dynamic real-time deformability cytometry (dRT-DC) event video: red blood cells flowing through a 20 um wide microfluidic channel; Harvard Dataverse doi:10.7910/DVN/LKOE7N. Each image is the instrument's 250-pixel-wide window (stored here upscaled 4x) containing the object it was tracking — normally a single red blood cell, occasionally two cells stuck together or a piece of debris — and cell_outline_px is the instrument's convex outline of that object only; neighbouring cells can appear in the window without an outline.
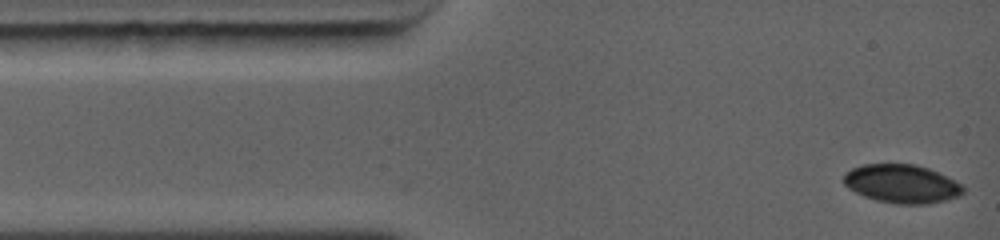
{"species": "common noctule bat (a hibernating species)", "species_latin": "Nyctalus noctula", "temperature_condition": "warm", "stored_images_in_passage": 7, "camera_frame_rate_fps": 5000, "um_per_image_px": 0.085, "animal": {"sex": "female", "body_mass_g": 19.0, "forearm_length_mm": 56.7}, "frame": {"image": 1, "passage_image": 1, "time_ms": 0.0, "image_size_px": [1000, 240], "cell_outline_px": [[964, 192], [960, 196], [928, 204], [896, 204], [876, 200], [864, 196], [848, 188], [840, 180], [844, 172], [852, 168], [864, 164], [916, 164], [928, 168], [948, 176], [956, 180], [964, 188]], "centroid_in_image_um": [76.63, 15.62], "position_along_channel_um": 8.4, "area_um2": 27.11}}
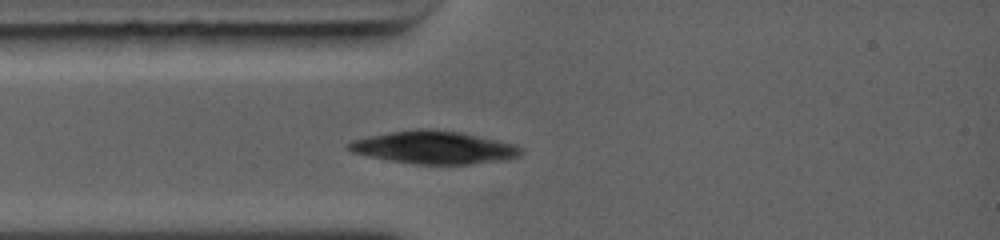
{"frame": {"image": 2, "passage_image": 7, "time_ms": 2.4, "image_size_px": [1000, 240], "cell_outline_px": [[520, 156], [500, 160], [468, 164], [416, 164], [388, 160], [368, 156], [352, 152], [348, 148], [348, 144], [352, 140], [368, 136], [396, 132], [456, 132], [492, 140], [508, 144], [520, 148]], "centroid_in_image_um": [36.8, 12.59], "position_along_channel_um": 48.2, "area_um2": 30.81}}